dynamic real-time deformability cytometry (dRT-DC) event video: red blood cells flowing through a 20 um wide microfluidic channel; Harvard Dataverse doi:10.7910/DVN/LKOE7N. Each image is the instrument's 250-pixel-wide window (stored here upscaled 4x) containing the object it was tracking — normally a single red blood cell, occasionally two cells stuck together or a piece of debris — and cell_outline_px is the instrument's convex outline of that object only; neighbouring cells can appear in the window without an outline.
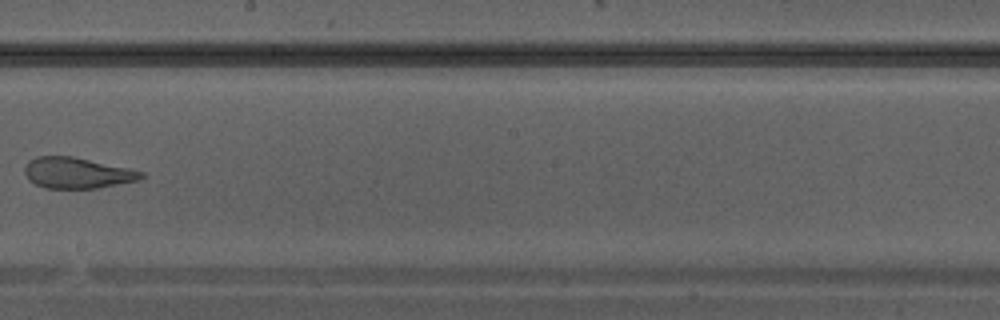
{"species": "Egyptian fruit bat (a non-hibernating species)", "species_latin": "Rousettus aegyptiacus", "temperature_condition": "warm", "stored_images_in_passage": 37, "camera_frame_rate_fps": 3000, "um_per_image_px": 0.085, "animal": {"sex": "male"}, "frame": {"image": 1, "passage_image": 22, "time_ms": 7.0, "image_size_px": [1000, 320], "cell_outline_px": [[144, 176], [136, 180], [96, 188], [44, 188], [28, 180], [24, 172], [24, 168], [28, 160], [36, 156], [72, 156], [128, 168], [144, 172]], "centroid_in_image_um": [6.49, 14.69], "position_along_channel_um": 241.7, "area_um2": 20.81}}